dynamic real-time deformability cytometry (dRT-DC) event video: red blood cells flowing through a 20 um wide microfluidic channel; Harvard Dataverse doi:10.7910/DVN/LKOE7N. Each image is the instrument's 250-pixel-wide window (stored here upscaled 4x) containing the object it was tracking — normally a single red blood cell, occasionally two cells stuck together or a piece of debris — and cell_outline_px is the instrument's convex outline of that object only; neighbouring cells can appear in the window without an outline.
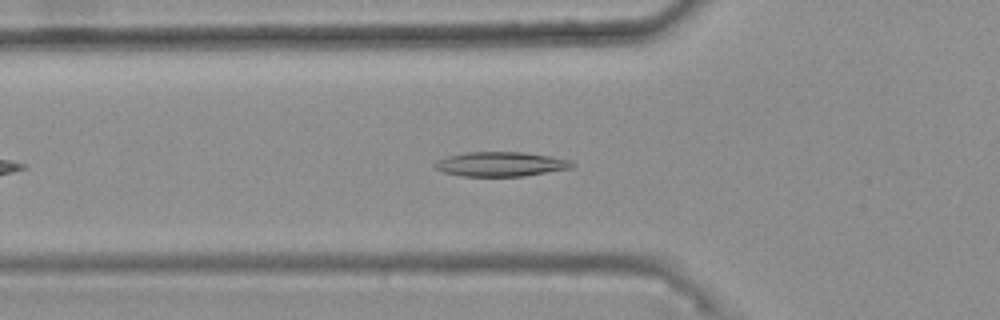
{"species": "common noctule bat (a hibernating species)", "species_latin": "Nyctalus noctula", "temperature_condition": "warm", "stored_images_in_passage": 33, "camera_frame_rate_fps": 3000, "um_per_image_px": 0.085, "animal": {"sex": "female", "body_mass_g": 25.1}, "frame": {"image": 1, "passage_image": 8, "time_ms": 2.333, "image_size_px": [1000, 320], "cell_outline_px": [[576, 164], [572, 168], [524, 176], [460, 176], [440, 172], [432, 164], [436, 160], [448, 156], [468, 152], [520, 152], [552, 156], [572, 160]], "centroid_in_image_um": [42.56, 13.95], "position_along_channel_um": 83.2, "area_um2": 19.83}}
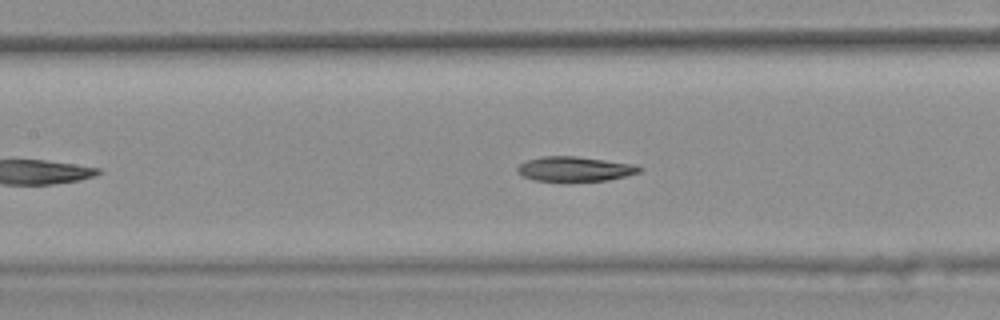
{"frame": {"image": 2, "passage_image": 14, "time_ms": 4.333, "image_size_px": [1000, 320], "cell_outline_px": [[644, 168], [640, 172], [608, 180], [564, 184], [532, 180], [520, 176], [516, 172], [516, 168], [524, 160], [540, 156], [576, 156], [636, 164]], "centroid_in_image_um": [48.78, 14.4], "position_along_channel_um": 158.6, "area_um2": 18.73}}
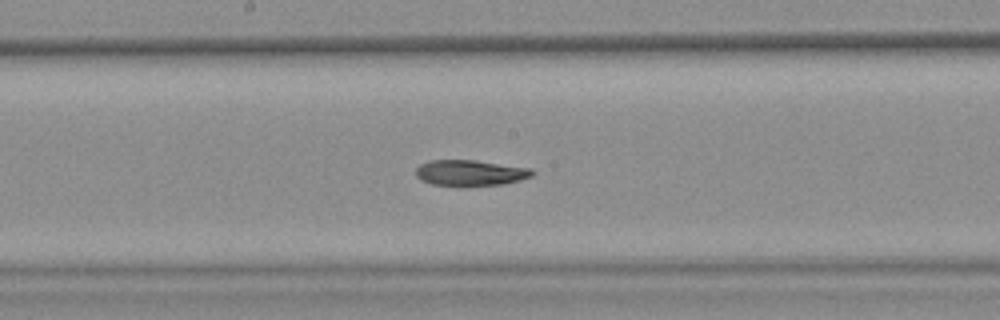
{"frame": {"image": 3, "passage_image": 18, "time_ms": 5.667, "image_size_px": [1000, 320], "cell_outline_px": [[536, 172], [532, 176], [520, 180], [504, 184], [468, 188], [464, 188], [432, 184], [420, 180], [416, 176], [416, 168], [420, 164], [428, 160], [472, 160], [532, 168]], "centroid_in_image_um": [39.97, 14.73], "position_along_channel_um": 208.2, "area_um2": 18.21}, "authors_computed_cell_mechanics": {"area_um2": 18.3804, "velocity_mm_per_s": 3.7511, "shape_relaxation_time_tau1_ms": 10.1259, "shape_relaxation_time_tau2_ms": 9.5227, "deformation_change_tau1": 0.2252, "deformation_change_tau2": 0.1647}}